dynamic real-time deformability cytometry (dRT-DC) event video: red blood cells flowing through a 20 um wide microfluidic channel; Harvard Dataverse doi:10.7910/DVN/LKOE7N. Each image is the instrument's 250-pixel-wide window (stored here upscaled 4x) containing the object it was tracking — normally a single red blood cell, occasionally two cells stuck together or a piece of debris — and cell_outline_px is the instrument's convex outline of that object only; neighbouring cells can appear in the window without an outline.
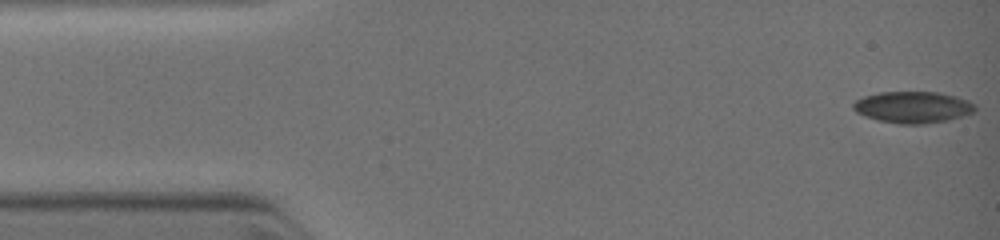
{"species": "common noctule bat (a hibernating species)", "species_latin": "Nyctalus noctula", "temperature_condition": "warm", "stored_images_in_passage": 2, "camera_frame_rate_fps": 3000, "um_per_image_px": 0.085, "animal": {"sex": "female", "body_mass_g": 19.0, "forearm_length_mm": 51.5}, "frame": {"image": 1, "passage_image": 1, "time_ms": 0.0, "image_size_px": [1000, 240], "cell_outline_px": [[976, 108], [972, 112], [960, 116], [944, 120], [920, 124], [900, 124], [880, 120], [856, 112], [852, 108], [852, 104], [856, 100], [864, 96], [880, 92], [940, 92], [956, 96], [968, 100], [976, 104]], "centroid_in_image_um": [77.59, 9.09], "position_along_channel_um": 7.4, "area_um2": 22.08}}